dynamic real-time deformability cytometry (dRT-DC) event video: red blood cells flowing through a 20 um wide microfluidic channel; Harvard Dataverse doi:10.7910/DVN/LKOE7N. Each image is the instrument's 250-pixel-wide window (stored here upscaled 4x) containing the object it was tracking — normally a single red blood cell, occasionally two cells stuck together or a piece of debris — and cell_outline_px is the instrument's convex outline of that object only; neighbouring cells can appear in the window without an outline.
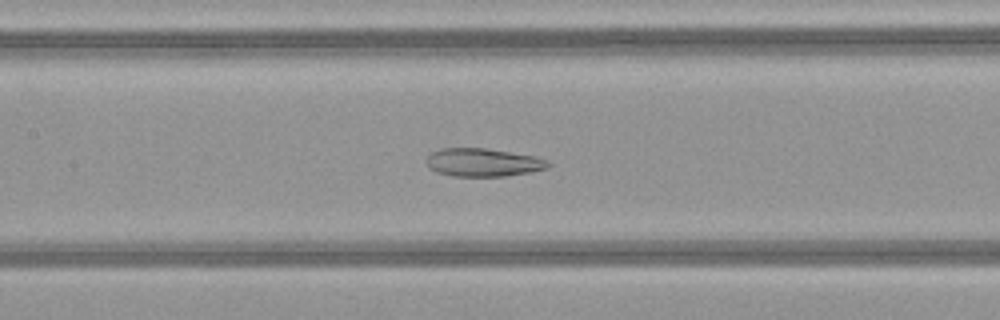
{"species": "common noctule bat (a hibernating species)", "species_latin": "Nyctalus noctula", "temperature_condition": "warm", "stored_images_in_passage": 51, "camera_frame_rate_fps": 3000, "um_per_image_px": 0.085, "animal": {"sex": "female", "body_mass_g": 21.9}, "frame": {"image": 1, "passage_image": 25, "time_ms": 8.0, "image_size_px": [1000, 320], "cell_outline_px": [[552, 164], [548, 168], [532, 172], [504, 176], [452, 176], [436, 172], [428, 168], [424, 160], [432, 152], [440, 148], [484, 148], [536, 156], [548, 160]], "centroid_in_image_um": [41.06, 13.81], "position_along_channel_um": 166.3, "area_um2": 20.23}}
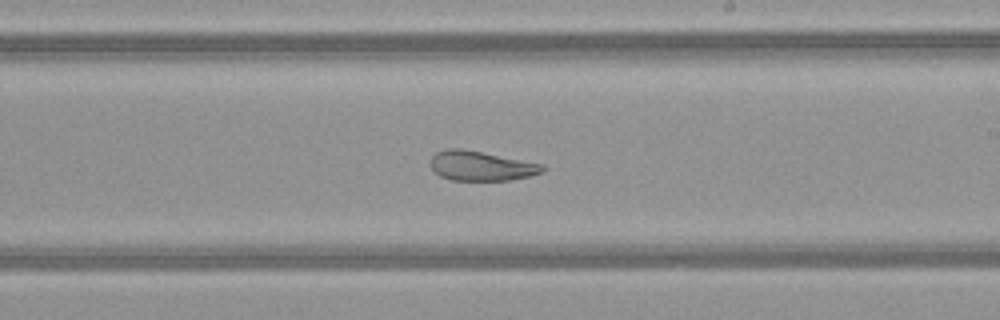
{"frame": {"image": 2, "passage_image": 31, "time_ms": 10.0, "image_size_px": [1000, 320], "cell_outline_px": [[544, 172], [512, 180], [452, 180], [440, 176], [432, 168], [432, 156], [436, 152], [448, 148], [460, 148], [544, 164]], "centroid_in_image_um": [40.91, 14.1], "position_along_channel_um": 248.1, "area_um2": 19.13}}
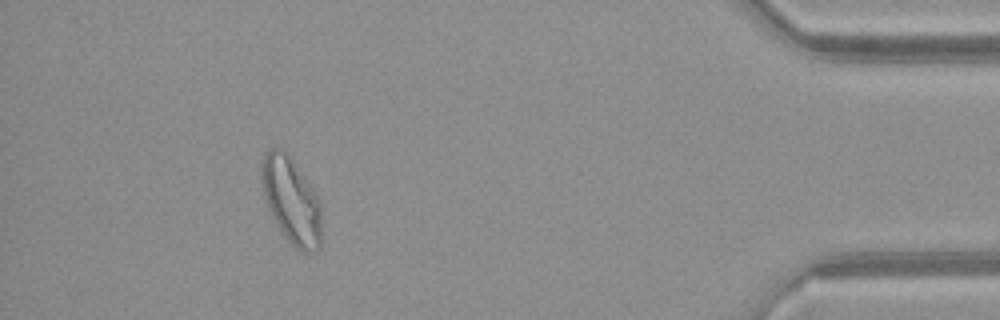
{"frame": {"image": 3, "passage_image": 47, "time_ms": 15.333, "image_size_px": [1000, 320], "cell_outline_px": [[320, 248], [316, 252], [300, 252], [284, 236], [272, 216], [264, 196], [260, 172], [260, 164], [268, 148], [284, 148], [292, 156], [320, 200]], "centroid_in_image_um": [24.75, 16.99], "position_along_channel_um": 410.4, "area_um2": 30.46}, "authors_computed_cell_mechanics": {"area_um2": 27.8596, "velocity_mm_per_s": 4.1048, "shape_relaxation_time_tau1_ms": 7.632, "shape_relaxation_time_tau2_ms": 1.5607, "deformation_change_tau1": 0.1728, "deformation_change_tau2": 0.0952}}